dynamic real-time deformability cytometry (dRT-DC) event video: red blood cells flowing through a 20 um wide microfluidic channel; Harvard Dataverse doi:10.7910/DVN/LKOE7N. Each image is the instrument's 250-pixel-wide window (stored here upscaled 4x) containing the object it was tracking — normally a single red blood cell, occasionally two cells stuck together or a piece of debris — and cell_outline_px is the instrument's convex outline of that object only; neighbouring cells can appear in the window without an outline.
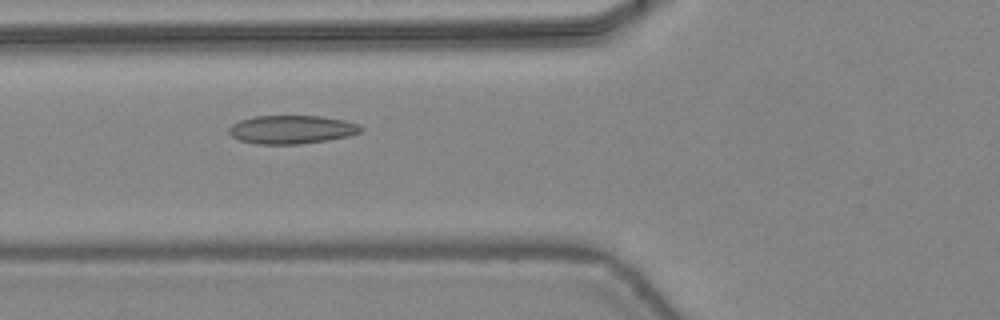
{"species": "common noctule bat (a hibernating species)", "species_latin": "Nyctalus noctula", "temperature_condition": "warm", "stored_images_in_passage": 27, "camera_frame_rate_fps": 3000, "um_per_image_px": 0.085, "animal": {"sex": "female", "body_mass_g": 24.6, "forearm_length_mm": 56.2}, "frame": {"image": 1, "passage_image": 19, "time_ms": 6.0, "image_size_px": [1000, 320], "cell_outline_px": [[364, 132], [348, 136], [328, 140], [300, 144], [256, 144], [240, 140], [232, 136], [228, 132], [228, 128], [232, 124], [240, 120], [256, 116], [320, 116], [344, 120], [360, 124], [364, 128]], "centroid_in_image_um": [24.83, 11.01], "position_along_channel_um": 101.0, "area_um2": 22.02}}
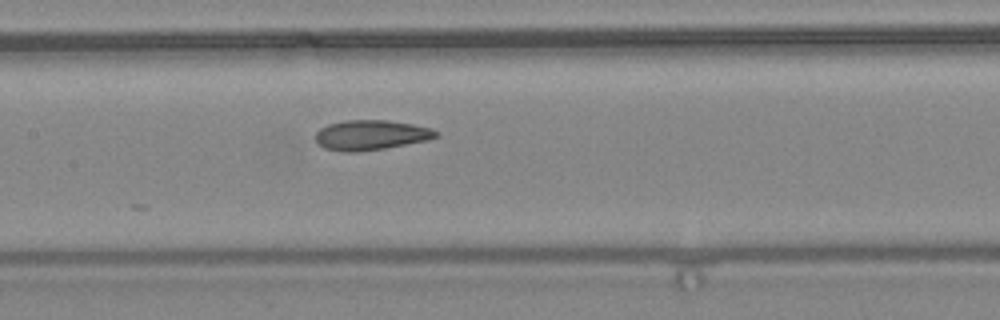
{"frame": {"image": 2, "passage_image": 24, "time_ms": 7.667, "image_size_px": [1000, 320], "cell_outline_px": [[440, 136], [428, 140], [384, 148], [356, 152], [348, 152], [324, 148], [316, 144], [316, 132], [320, 128], [328, 124], [348, 120], [388, 120], [412, 124], [432, 128], [440, 132]], "centroid_in_image_um": [31.55, 11.47], "position_along_channel_um": 175.9, "area_um2": 21.1}}
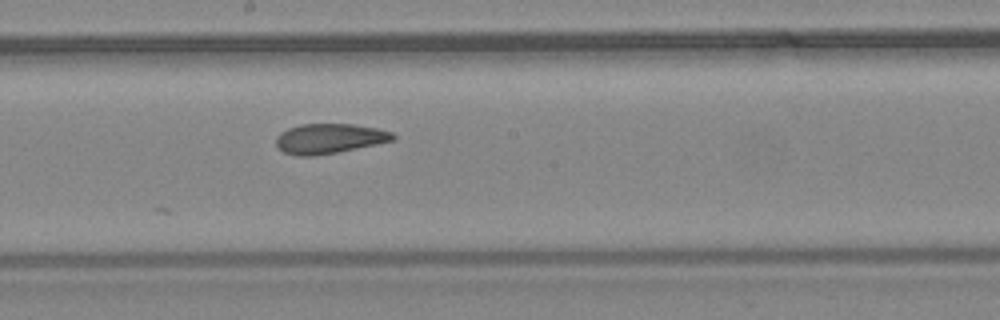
{"frame": {"image": 3, "passage_image": 27, "time_ms": 8.667, "image_size_px": [1000, 320], "cell_outline_px": [[396, 136], [392, 140], [376, 144], [316, 156], [296, 156], [284, 152], [276, 148], [276, 136], [280, 132], [288, 128], [300, 124], [352, 124], [376, 128], [392, 132]], "centroid_in_image_um": [27.93, 11.78], "position_along_channel_um": 220.3, "area_um2": 20.35}}